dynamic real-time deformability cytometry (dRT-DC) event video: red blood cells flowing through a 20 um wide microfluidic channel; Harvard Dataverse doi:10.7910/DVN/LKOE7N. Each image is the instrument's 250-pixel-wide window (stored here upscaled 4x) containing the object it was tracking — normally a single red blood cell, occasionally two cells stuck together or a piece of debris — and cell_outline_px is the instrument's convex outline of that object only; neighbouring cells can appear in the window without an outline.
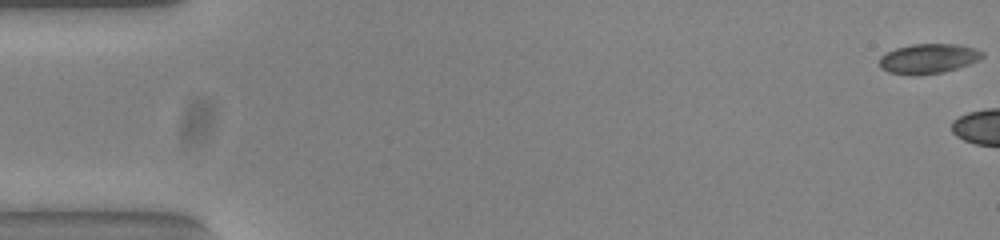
{"species": "common noctule bat (a hibernating species)", "species_latin": "Nyctalus noctula", "temperature_condition": "warm", "stored_images_in_passage": 4, "camera_frame_rate_fps": 3000, "um_per_image_px": 0.085, "animal": {"sex": "female", "body_mass_g": 23.0, "forearm_length_mm": 53.4}, "frame": {"image": 1, "passage_image": 1, "time_ms": 0.0, "image_size_px": [1000, 240], "cell_outline_px": [[984, 56], [980, 60], [944, 72], [912, 76], [888, 72], [880, 68], [880, 56], [896, 48], [912, 44], [956, 44], [976, 48], [984, 52]], "centroid_in_image_um": [78.92, 4.99], "position_along_channel_um": 6.1, "area_um2": 17.98}}